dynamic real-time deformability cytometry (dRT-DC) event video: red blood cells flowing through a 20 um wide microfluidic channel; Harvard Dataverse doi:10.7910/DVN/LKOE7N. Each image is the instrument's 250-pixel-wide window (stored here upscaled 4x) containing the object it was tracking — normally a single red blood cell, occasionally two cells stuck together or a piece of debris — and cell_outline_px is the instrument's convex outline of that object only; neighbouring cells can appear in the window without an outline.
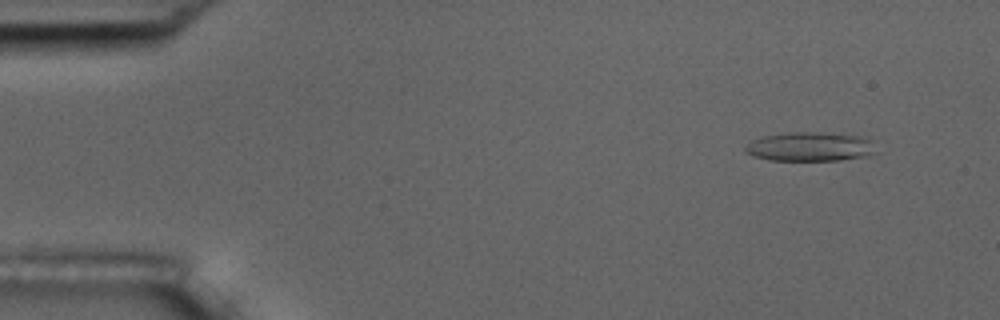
{"species": "common noctule bat (a hibernating species)", "species_latin": "Nyctalus noctula", "temperature_condition": "room temperature", "stored_images_in_passage": 5, "segment_of_instrument_passage": [1, 2], "camera_frame_rate_fps": 3000, "um_per_image_px": 0.085, "animal": {"sex": "male", "body_mass_g": 17.5, "forearm_length_mm": 52.3}, "frame": {"image": 1, "passage_image": 1, "time_ms": 0.0, "image_size_px": [1000, 320], "cell_outline_px": [[880, 152], [868, 156], [840, 160], [768, 160], [752, 156], [744, 152], [744, 148], [752, 140], [760, 136], [788, 132], [824, 132], [868, 136], [872, 140]], "centroid_in_image_um": [68.93, 12.45], "position_along_channel_um": 16.1, "area_um2": 22.95}}
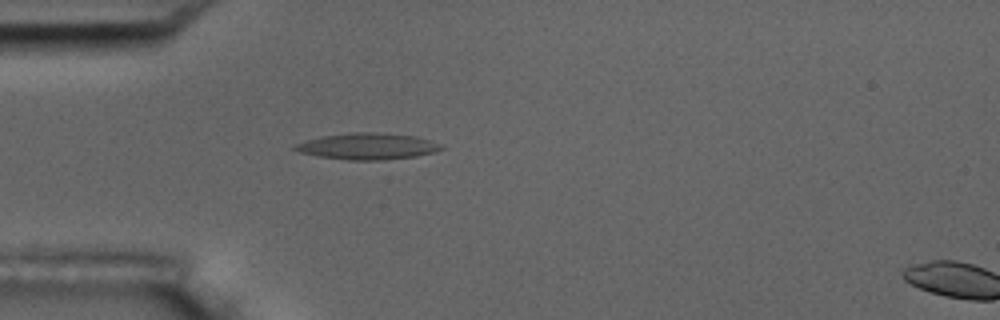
{"frame": {"image": 2, "passage_image": 4, "time_ms": 1.0, "image_size_px": [1000, 320], "cell_outline_px": [[444, 148], [436, 152], [416, 156], [380, 160], [348, 160], [320, 156], [300, 152], [292, 148], [292, 144], [320, 136], [352, 132], [376, 132], [416, 136], [444, 144]], "centroid_in_image_um": [31.26, 12.42], "position_along_channel_um": 53.7, "area_um2": 22.66}}